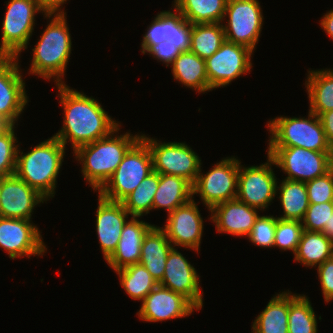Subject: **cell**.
<instances>
[{
	"mask_svg": "<svg viewBox=\"0 0 333 333\" xmlns=\"http://www.w3.org/2000/svg\"><path fill=\"white\" fill-rule=\"evenodd\" d=\"M56 86L65 115L62 129L54 137L65 147L69 141L75 151L82 145L110 135L121 126L92 96L70 89L65 83Z\"/></svg>",
	"mask_w": 333,
	"mask_h": 333,
	"instance_id": "1",
	"label": "cell"
},
{
	"mask_svg": "<svg viewBox=\"0 0 333 333\" xmlns=\"http://www.w3.org/2000/svg\"><path fill=\"white\" fill-rule=\"evenodd\" d=\"M118 127L110 135L78 147L76 160L83 163L81 172L94 191L99 190L115 172L127 151L141 138L126 132L117 136Z\"/></svg>",
	"mask_w": 333,
	"mask_h": 333,
	"instance_id": "2",
	"label": "cell"
},
{
	"mask_svg": "<svg viewBox=\"0 0 333 333\" xmlns=\"http://www.w3.org/2000/svg\"><path fill=\"white\" fill-rule=\"evenodd\" d=\"M51 16L53 19L50 20L39 41L32 49L33 57L29 72L45 80L53 77L56 84H62L64 83L62 79L65 75V69L70 59L72 42L66 22V13L45 15L49 19Z\"/></svg>",
	"mask_w": 333,
	"mask_h": 333,
	"instance_id": "3",
	"label": "cell"
},
{
	"mask_svg": "<svg viewBox=\"0 0 333 333\" xmlns=\"http://www.w3.org/2000/svg\"><path fill=\"white\" fill-rule=\"evenodd\" d=\"M65 149L66 147L52 136L26 154L18 150L14 174L49 200L55 195L56 180Z\"/></svg>",
	"mask_w": 333,
	"mask_h": 333,
	"instance_id": "4",
	"label": "cell"
},
{
	"mask_svg": "<svg viewBox=\"0 0 333 333\" xmlns=\"http://www.w3.org/2000/svg\"><path fill=\"white\" fill-rule=\"evenodd\" d=\"M269 147H300L317 152H333L320 117L311 111L308 118L276 117L268 123Z\"/></svg>",
	"mask_w": 333,
	"mask_h": 333,
	"instance_id": "5",
	"label": "cell"
},
{
	"mask_svg": "<svg viewBox=\"0 0 333 333\" xmlns=\"http://www.w3.org/2000/svg\"><path fill=\"white\" fill-rule=\"evenodd\" d=\"M153 172V161L147 143L140 138L126 153L122 162L98 195L111 201L121 202Z\"/></svg>",
	"mask_w": 333,
	"mask_h": 333,
	"instance_id": "6",
	"label": "cell"
},
{
	"mask_svg": "<svg viewBox=\"0 0 333 333\" xmlns=\"http://www.w3.org/2000/svg\"><path fill=\"white\" fill-rule=\"evenodd\" d=\"M2 23L0 53L6 58H18L27 48L34 31L35 15H46L38 0H9ZM24 49V50H23Z\"/></svg>",
	"mask_w": 333,
	"mask_h": 333,
	"instance_id": "7",
	"label": "cell"
},
{
	"mask_svg": "<svg viewBox=\"0 0 333 333\" xmlns=\"http://www.w3.org/2000/svg\"><path fill=\"white\" fill-rule=\"evenodd\" d=\"M267 155L288 175L285 179L307 182L333 167V152H317L300 147H268Z\"/></svg>",
	"mask_w": 333,
	"mask_h": 333,
	"instance_id": "8",
	"label": "cell"
},
{
	"mask_svg": "<svg viewBox=\"0 0 333 333\" xmlns=\"http://www.w3.org/2000/svg\"><path fill=\"white\" fill-rule=\"evenodd\" d=\"M141 138L150 149L153 171L182 177L194 185L201 166V159L191 147L183 142L161 143L145 134H141Z\"/></svg>",
	"mask_w": 333,
	"mask_h": 333,
	"instance_id": "9",
	"label": "cell"
},
{
	"mask_svg": "<svg viewBox=\"0 0 333 333\" xmlns=\"http://www.w3.org/2000/svg\"><path fill=\"white\" fill-rule=\"evenodd\" d=\"M239 164L240 161L235 157H226L213 165L206 174L201 173L200 166L193 185V195H200L209 212L220 203L236 199Z\"/></svg>",
	"mask_w": 333,
	"mask_h": 333,
	"instance_id": "10",
	"label": "cell"
},
{
	"mask_svg": "<svg viewBox=\"0 0 333 333\" xmlns=\"http://www.w3.org/2000/svg\"><path fill=\"white\" fill-rule=\"evenodd\" d=\"M258 0H228L224 18L227 41L245 46L254 52L262 30L263 15Z\"/></svg>",
	"mask_w": 333,
	"mask_h": 333,
	"instance_id": "11",
	"label": "cell"
},
{
	"mask_svg": "<svg viewBox=\"0 0 333 333\" xmlns=\"http://www.w3.org/2000/svg\"><path fill=\"white\" fill-rule=\"evenodd\" d=\"M267 158V162L259 166L242 167L240 162L238 171L236 199L260 210L268 208L278 192V181L272 169L275 163Z\"/></svg>",
	"mask_w": 333,
	"mask_h": 333,
	"instance_id": "12",
	"label": "cell"
},
{
	"mask_svg": "<svg viewBox=\"0 0 333 333\" xmlns=\"http://www.w3.org/2000/svg\"><path fill=\"white\" fill-rule=\"evenodd\" d=\"M252 54L249 48L225 40L211 57L205 59L209 91L226 86L240 75L249 73Z\"/></svg>",
	"mask_w": 333,
	"mask_h": 333,
	"instance_id": "13",
	"label": "cell"
},
{
	"mask_svg": "<svg viewBox=\"0 0 333 333\" xmlns=\"http://www.w3.org/2000/svg\"><path fill=\"white\" fill-rule=\"evenodd\" d=\"M31 220L0 217V247L10 259L42 256L47 250L38 227Z\"/></svg>",
	"mask_w": 333,
	"mask_h": 333,
	"instance_id": "14",
	"label": "cell"
},
{
	"mask_svg": "<svg viewBox=\"0 0 333 333\" xmlns=\"http://www.w3.org/2000/svg\"><path fill=\"white\" fill-rule=\"evenodd\" d=\"M18 64V58L5 57L0 62V117L14 126L28 102Z\"/></svg>",
	"mask_w": 333,
	"mask_h": 333,
	"instance_id": "15",
	"label": "cell"
},
{
	"mask_svg": "<svg viewBox=\"0 0 333 333\" xmlns=\"http://www.w3.org/2000/svg\"><path fill=\"white\" fill-rule=\"evenodd\" d=\"M165 264L163 279L158 284L187 298L197 311L202 309L203 293L194 266L175 247L170 250Z\"/></svg>",
	"mask_w": 333,
	"mask_h": 333,
	"instance_id": "16",
	"label": "cell"
},
{
	"mask_svg": "<svg viewBox=\"0 0 333 333\" xmlns=\"http://www.w3.org/2000/svg\"><path fill=\"white\" fill-rule=\"evenodd\" d=\"M194 199L168 214L166 225L161 228L173 247L199 251L203 234V218Z\"/></svg>",
	"mask_w": 333,
	"mask_h": 333,
	"instance_id": "17",
	"label": "cell"
},
{
	"mask_svg": "<svg viewBox=\"0 0 333 333\" xmlns=\"http://www.w3.org/2000/svg\"><path fill=\"white\" fill-rule=\"evenodd\" d=\"M47 199L15 174L0 178V217L31 220L34 207Z\"/></svg>",
	"mask_w": 333,
	"mask_h": 333,
	"instance_id": "18",
	"label": "cell"
},
{
	"mask_svg": "<svg viewBox=\"0 0 333 333\" xmlns=\"http://www.w3.org/2000/svg\"><path fill=\"white\" fill-rule=\"evenodd\" d=\"M197 308L184 296L159 284L144 298L138 316L146 322L182 318Z\"/></svg>",
	"mask_w": 333,
	"mask_h": 333,
	"instance_id": "19",
	"label": "cell"
},
{
	"mask_svg": "<svg viewBox=\"0 0 333 333\" xmlns=\"http://www.w3.org/2000/svg\"><path fill=\"white\" fill-rule=\"evenodd\" d=\"M96 212V232L106 260L116 249L126 219L130 215L122 202L111 201L98 195Z\"/></svg>",
	"mask_w": 333,
	"mask_h": 333,
	"instance_id": "20",
	"label": "cell"
},
{
	"mask_svg": "<svg viewBox=\"0 0 333 333\" xmlns=\"http://www.w3.org/2000/svg\"><path fill=\"white\" fill-rule=\"evenodd\" d=\"M258 209L233 199L214 206L211 218L218 233H229L236 236H248L255 220L259 216Z\"/></svg>",
	"mask_w": 333,
	"mask_h": 333,
	"instance_id": "21",
	"label": "cell"
},
{
	"mask_svg": "<svg viewBox=\"0 0 333 333\" xmlns=\"http://www.w3.org/2000/svg\"><path fill=\"white\" fill-rule=\"evenodd\" d=\"M153 226L140 221L138 217H132L127 221L115 251L105 260L108 265L116 271L139 263L143 239Z\"/></svg>",
	"mask_w": 333,
	"mask_h": 333,
	"instance_id": "22",
	"label": "cell"
},
{
	"mask_svg": "<svg viewBox=\"0 0 333 333\" xmlns=\"http://www.w3.org/2000/svg\"><path fill=\"white\" fill-rule=\"evenodd\" d=\"M172 248L165 232L157 225H154L143 239L139 264L143 265L158 283L163 279L165 263Z\"/></svg>",
	"mask_w": 333,
	"mask_h": 333,
	"instance_id": "23",
	"label": "cell"
},
{
	"mask_svg": "<svg viewBox=\"0 0 333 333\" xmlns=\"http://www.w3.org/2000/svg\"><path fill=\"white\" fill-rule=\"evenodd\" d=\"M194 198L193 185L186 179L159 174V185L153 199V209L165 208L171 213Z\"/></svg>",
	"mask_w": 333,
	"mask_h": 333,
	"instance_id": "24",
	"label": "cell"
},
{
	"mask_svg": "<svg viewBox=\"0 0 333 333\" xmlns=\"http://www.w3.org/2000/svg\"><path fill=\"white\" fill-rule=\"evenodd\" d=\"M175 80L200 93L209 91L205 59L190 50L182 51L171 64Z\"/></svg>",
	"mask_w": 333,
	"mask_h": 333,
	"instance_id": "25",
	"label": "cell"
},
{
	"mask_svg": "<svg viewBox=\"0 0 333 333\" xmlns=\"http://www.w3.org/2000/svg\"><path fill=\"white\" fill-rule=\"evenodd\" d=\"M289 290L271 298L252 324V333H288Z\"/></svg>",
	"mask_w": 333,
	"mask_h": 333,
	"instance_id": "26",
	"label": "cell"
},
{
	"mask_svg": "<svg viewBox=\"0 0 333 333\" xmlns=\"http://www.w3.org/2000/svg\"><path fill=\"white\" fill-rule=\"evenodd\" d=\"M228 0H174L177 10L191 24L222 23Z\"/></svg>",
	"mask_w": 333,
	"mask_h": 333,
	"instance_id": "27",
	"label": "cell"
},
{
	"mask_svg": "<svg viewBox=\"0 0 333 333\" xmlns=\"http://www.w3.org/2000/svg\"><path fill=\"white\" fill-rule=\"evenodd\" d=\"M307 72L305 86L310 101L309 111L320 116L326 111L333 110V69Z\"/></svg>",
	"mask_w": 333,
	"mask_h": 333,
	"instance_id": "28",
	"label": "cell"
},
{
	"mask_svg": "<svg viewBox=\"0 0 333 333\" xmlns=\"http://www.w3.org/2000/svg\"><path fill=\"white\" fill-rule=\"evenodd\" d=\"M294 257L305 267L319 266L333 257V242L322 232L304 230Z\"/></svg>",
	"mask_w": 333,
	"mask_h": 333,
	"instance_id": "29",
	"label": "cell"
},
{
	"mask_svg": "<svg viewBox=\"0 0 333 333\" xmlns=\"http://www.w3.org/2000/svg\"><path fill=\"white\" fill-rule=\"evenodd\" d=\"M277 190L284 212L283 216L277 218L302 221L309 207L305 182L284 179L281 184H277Z\"/></svg>",
	"mask_w": 333,
	"mask_h": 333,
	"instance_id": "30",
	"label": "cell"
},
{
	"mask_svg": "<svg viewBox=\"0 0 333 333\" xmlns=\"http://www.w3.org/2000/svg\"><path fill=\"white\" fill-rule=\"evenodd\" d=\"M225 40L222 23L191 24L189 50L202 59L211 57Z\"/></svg>",
	"mask_w": 333,
	"mask_h": 333,
	"instance_id": "31",
	"label": "cell"
},
{
	"mask_svg": "<svg viewBox=\"0 0 333 333\" xmlns=\"http://www.w3.org/2000/svg\"><path fill=\"white\" fill-rule=\"evenodd\" d=\"M119 276L121 286L130 298L143 301L158 285L150 272L141 264H132L115 271Z\"/></svg>",
	"mask_w": 333,
	"mask_h": 333,
	"instance_id": "32",
	"label": "cell"
},
{
	"mask_svg": "<svg viewBox=\"0 0 333 333\" xmlns=\"http://www.w3.org/2000/svg\"><path fill=\"white\" fill-rule=\"evenodd\" d=\"M302 295L289 292L288 333H317V315L309 297Z\"/></svg>",
	"mask_w": 333,
	"mask_h": 333,
	"instance_id": "33",
	"label": "cell"
},
{
	"mask_svg": "<svg viewBox=\"0 0 333 333\" xmlns=\"http://www.w3.org/2000/svg\"><path fill=\"white\" fill-rule=\"evenodd\" d=\"M159 185V173L153 171L121 202L132 217H141L153 209V199Z\"/></svg>",
	"mask_w": 333,
	"mask_h": 333,
	"instance_id": "34",
	"label": "cell"
},
{
	"mask_svg": "<svg viewBox=\"0 0 333 333\" xmlns=\"http://www.w3.org/2000/svg\"><path fill=\"white\" fill-rule=\"evenodd\" d=\"M174 12L164 11V39L174 44L181 52L187 51L190 49L191 23L177 10Z\"/></svg>",
	"mask_w": 333,
	"mask_h": 333,
	"instance_id": "35",
	"label": "cell"
},
{
	"mask_svg": "<svg viewBox=\"0 0 333 333\" xmlns=\"http://www.w3.org/2000/svg\"><path fill=\"white\" fill-rule=\"evenodd\" d=\"M14 125H9L0 133V178L13 175L15 173L17 151V138L14 132Z\"/></svg>",
	"mask_w": 333,
	"mask_h": 333,
	"instance_id": "36",
	"label": "cell"
},
{
	"mask_svg": "<svg viewBox=\"0 0 333 333\" xmlns=\"http://www.w3.org/2000/svg\"><path fill=\"white\" fill-rule=\"evenodd\" d=\"M303 232L301 221L278 218L273 247H279L284 251L291 250L295 254Z\"/></svg>",
	"mask_w": 333,
	"mask_h": 333,
	"instance_id": "37",
	"label": "cell"
},
{
	"mask_svg": "<svg viewBox=\"0 0 333 333\" xmlns=\"http://www.w3.org/2000/svg\"><path fill=\"white\" fill-rule=\"evenodd\" d=\"M277 220V217L271 215L258 216L247 236L248 239L259 247L272 248L275 241Z\"/></svg>",
	"mask_w": 333,
	"mask_h": 333,
	"instance_id": "38",
	"label": "cell"
},
{
	"mask_svg": "<svg viewBox=\"0 0 333 333\" xmlns=\"http://www.w3.org/2000/svg\"><path fill=\"white\" fill-rule=\"evenodd\" d=\"M309 204L333 201V167L324 175L305 182Z\"/></svg>",
	"mask_w": 333,
	"mask_h": 333,
	"instance_id": "39",
	"label": "cell"
},
{
	"mask_svg": "<svg viewBox=\"0 0 333 333\" xmlns=\"http://www.w3.org/2000/svg\"><path fill=\"white\" fill-rule=\"evenodd\" d=\"M333 213V201L309 204L302 222L306 231L322 232Z\"/></svg>",
	"mask_w": 333,
	"mask_h": 333,
	"instance_id": "40",
	"label": "cell"
},
{
	"mask_svg": "<svg viewBox=\"0 0 333 333\" xmlns=\"http://www.w3.org/2000/svg\"><path fill=\"white\" fill-rule=\"evenodd\" d=\"M146 34L143 36L141 48L142 53H148L155 45L165 41L164 39V11L158 13Z\"/></svg>",
	"mask_w": 333,
	"mask_h": 333,
	"instance_id": "41",
	"label": "cell"
},
{
	"mask_svg": "<svg viewBox=\"0 0 333 333\" xmlns=\"http://www.w3.org/2000/svg\"><path fill=\"white\" fill-rule=\"evenodd\" d=\"M317 269L323 296L328 303L333 300V257L317 266Z\"/></svg>",
	"mask_w": 333,
	"mask_h": 333,
	"instance_id": "42",
	"label": "cell"
},
{
	"mask_svg": "<svg viewBox=\"0 0 333 333\" xmlns=\"http://www.w3.org/2000/svg\"><path fill=\"white\" fill-rule=\"evenodd\" d=\"M153 58L162 61L168 67L173 63L175 58L181 53V51L170 41H163L158 45H155L149 52Z\"/></svg>",
	"mask_w": 333,
	"mask_h": 333,
	"instance_id": "43",
	"label": "cell"
},
{
	"mask_svg": "<svg viewBox=\"0 0 333 333\" xmlns=\"http://www.w3.org/2000/svg\"><path fill=\"white\" fill-rule=\"evenodd\" d=\"M319 117L323 125L326 140L333 149V110L326 111Z\"/></svg>",
	"mask_w": 333,
	"mask_h": 333,
	"instance_id": "44",
	"label": "cell"
},
{
	"mask_svg": "<svg viewBox=\"0 0 333 333\" xmlns=\"http://www.w3.org/2000/svg\"><path fill=\"white\" fill-rule=\"evenodd\" d=\"M66 1L67 0H38L41 8L46 14L65 13L64 10H60V6Z\"/></svg>",
	"mask_w": 333,
	"mask_h": 333,
	"instance_id": "45",
	"label": "cell"
},
{
	"mask_svg": "<svg viewBox=\"0 0 333 333\" xmlns=\"http://www.w3.org/2000/svg\"><path fill=\"white\" fill-rule=\"evenodd\" d=\"M320 25L326 31L327 35L333 39V10H330L323 16Z\"/></svg>",
	"mask_w": 333,
	"mask_h": 333,
	"instance_id": "46",
	"label": "cell"
},
{
	"mask_svg": "<svg viewBox=\"0 0 333 333\" xmlns=\"http://www.w3.org/2000/svg\"><path fill=\"white\" fill-rule=\"evenodd\" d=\"M333 242V213L322 231Z\"/></svg>",
	"mask_w": 333,
	"mask_h": 333,
	"instance_id": "47",
	"label": "cell"
},
{
	"mask_svg": "<svg viewBox=\"0 0 333 333\" xmlns=\"http://www.w3.org/2000/svg\"><path fill=\"white\" fill-rule=\"evenodd\" d=\"M9 124L0 117V133L5 130Z\"/></svg>",
	"mask_w": 333,
	"mask_h": 333,
	"instance_id": "48",
	"label": "cell"
},
{
	"mask_svg": "<svg viewBox=\"0 0 333 333\" xmlns=\"http://www.w3.org/2000/svg\"><path fill=\"white\" fill-rule=\"evenodd\" d=\"M5 57L0 53V62L4 59Z\"/></svg>",
	"mask_w": 333,
	"mask_h": 333,
	"instance_id": "49",
	"label": "cell"
}]
</instances>
